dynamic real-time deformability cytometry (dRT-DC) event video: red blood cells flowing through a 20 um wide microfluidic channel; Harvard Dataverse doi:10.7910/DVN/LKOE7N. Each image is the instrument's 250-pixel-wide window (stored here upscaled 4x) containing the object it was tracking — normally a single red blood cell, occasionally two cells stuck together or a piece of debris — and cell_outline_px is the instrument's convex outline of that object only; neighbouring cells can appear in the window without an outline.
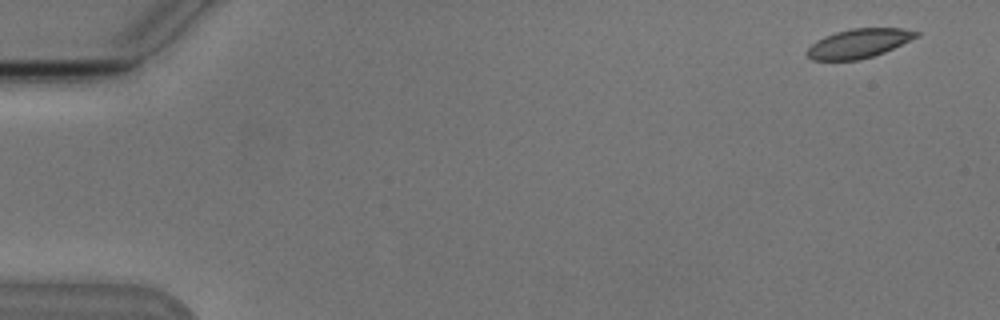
{"species": "Egyptian fruit bat (a non-hibernating species)", "species_latin": "Rousettus aegyptiacus", "temperature_condition": "cold", "stored_images_in_passage": 4, "camera_frame_rate_fps": 3000, "um_per_image_px": 0.085, "animal": {"sex": "male"}, "frame": {"image": 1, "passage_image": 1, "time_ms": 0.0, "image_size_px": [1000, 320], "cell_outline_px": [[920, 36], [884, 52], [872, 56], [856, 60], [812, 60], [808, 56], [808, 48], [816, 40], [824, 36], [836, 32], [852, 28], [904, 28], [920, 32]], "centroid_in_image_um": [73.02, 3.67], "position_along_channel_um": 12.0, "area_um2": 18.44}}